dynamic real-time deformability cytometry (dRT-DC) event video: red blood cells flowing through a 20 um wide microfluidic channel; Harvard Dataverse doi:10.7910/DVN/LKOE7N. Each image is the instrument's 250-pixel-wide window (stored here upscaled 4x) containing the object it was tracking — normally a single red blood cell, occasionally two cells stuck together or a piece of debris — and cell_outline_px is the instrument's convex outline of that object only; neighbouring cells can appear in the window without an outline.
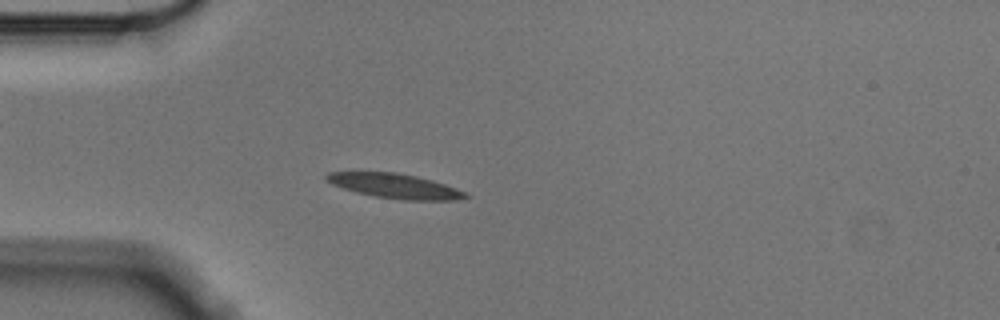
{"species": "Egyptian fruit bat (a non-hibernating species)", "species_latin": "Rousettus aegyptiacus", "temperature_condition": "cold", "stored_images_in_passage": 42, "camera_frame_rate_fps": 3000, "um_per_image_px": 0.085, "animal": {"sex": "male"}, "frame": {"image": 1, "passage_image": 1, "time_ms": 0.0, "image_size_px": [1000, 320], "cell_outline_px": [[472, 196], [456, 200], [400, 200], [376, 196], [356, 192], [332, 184], [324, 180], [324, 176], [328, 172], [396, 172], [416, 176], [432, 180], [468, 192]], "centroid_in_image_um": [33.59, 15.81], "position_along_channel_um": 51.4, "area_um2": 20.06}}
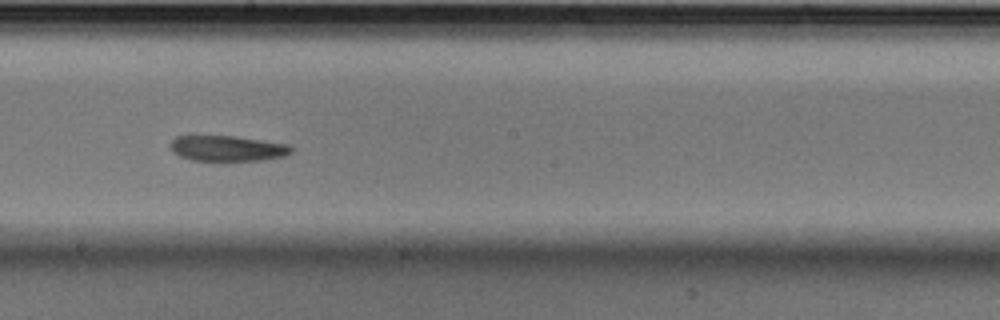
{"frame": {"image": 2, "passage_image": 17, "time_ms": 5.333, "image_size_px": [1000, 320], "cell_outline_px": [[292, 152], [284, 156], [264, 160], [224, 164], [216, 164], [192, 160], [180, 156], [172, 148], [172, 140], [176, 136], [232, 136], [288, 144], [292, 148]], "centroid_in_image_um": [19.36, 12.68], "position_along_channel_um": 228.8, "area_um2": 18.73}}
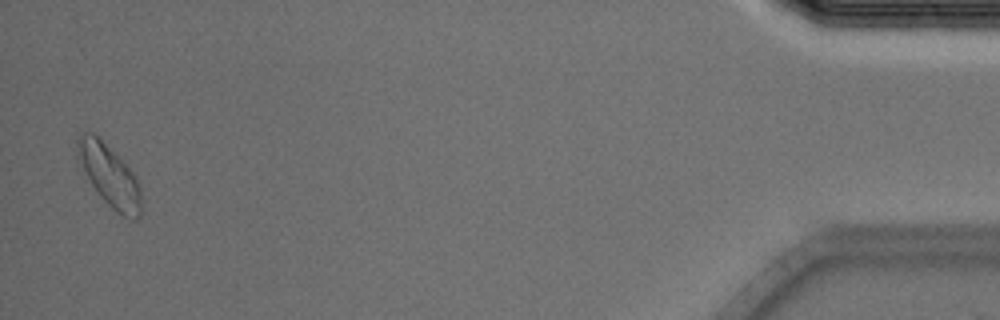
{"frame": {"image": 3, "passage_image": 41, "time_ms": 13.333, "image_size_px": [1000, 320], "cell_outline_px": [[140, 216], [136, 220], [124, 216], [116, 212], [104, 200], [92, 184], [84, 168], [80, 156], [76, 140], [80, 132], [92, 132], [100, 136], [124, 160], [136, 176], [140, 184]], "centroid_in_image_um": [9.35, 14.87], "position_along_channel_um": 425.8, "area_um2": 22.66}, "authors_computed_cell_mechanics": {"area_um2": 19.2763, "velocity_mm_per_s": 3.5198, "shape_relaxation_time_tau1_ms": null, "shape_relaxation_time_tau2_ms": 7.06, "deformation_change_tau1": null, "deformation_change_tau2": 0.1283}}